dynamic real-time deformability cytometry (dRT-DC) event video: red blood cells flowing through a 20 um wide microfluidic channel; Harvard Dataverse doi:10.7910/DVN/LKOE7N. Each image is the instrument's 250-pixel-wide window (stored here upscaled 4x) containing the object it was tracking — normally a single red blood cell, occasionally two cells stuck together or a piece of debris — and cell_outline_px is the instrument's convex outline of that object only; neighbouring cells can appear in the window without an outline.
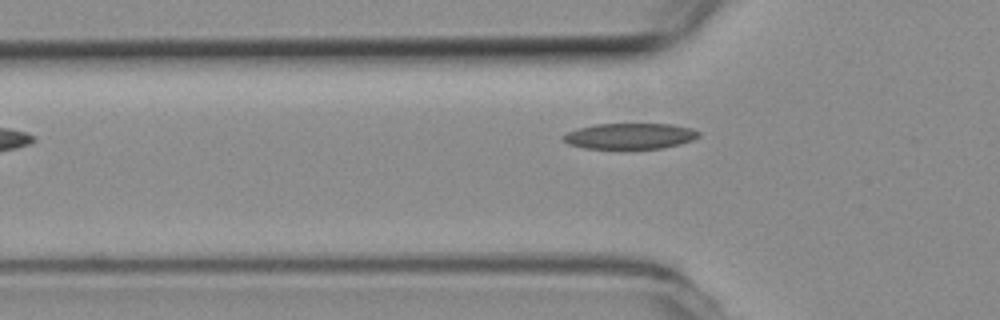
{"species": "common noctule bat (a hibernating species)", "species_latin": "Nyctalus noctula", "temperature_condition": "room temperature", "stored_images_in_passage": 5, "camera_frame_rate_fps": 3000, "um_per_image_px": 0.085, "animal": {"sex": "female", "body_mass_g": 19.3, "forearm_length_mm": 54.1}, "frame": {"image": 1, "passage_image": 5, "time_ms": 1.333, "image_size_px": [1000, 320], "cell_outline_px": [[700, 136], [692, 140], [680, 144], [660, 148], [584, 148], [568, 144], [560, 140], [560, 136], [568, 132], [580, 128], [596, 124], [672, 124], [692, 128], [700, 132]], "centroid_in_image_um": [53.53, 11.56], "position_along_channel_um": 72.3, "area_um2": 20.35}}